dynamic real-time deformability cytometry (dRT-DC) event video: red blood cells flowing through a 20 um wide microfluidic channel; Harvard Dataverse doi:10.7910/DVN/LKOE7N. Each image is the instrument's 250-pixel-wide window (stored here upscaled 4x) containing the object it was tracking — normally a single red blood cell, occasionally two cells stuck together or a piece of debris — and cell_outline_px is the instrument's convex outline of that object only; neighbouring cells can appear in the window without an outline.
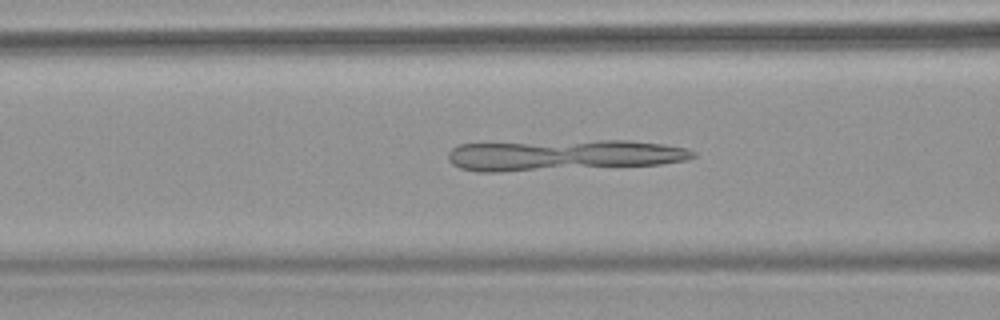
{"species": "common noctule bat (a hibernating species)", "species_latin": "Nyctalus noctula", "temperature_condition": "warm", "stored_images_in_passage": 63, "camera_frame_rate_fps": 3000, "um_per_image_px": 0.085, "animal": {"sex": "female", "body_mass_g": 18.4}, "frame": {"image": 1, "passage_image": 27, "time_ms": 8.667, "image_size_px": [1000, 320], "cell_outline_px": [[696, 156], [684, 160], [660, 164], [500, 172], [476, 172], [460, 168], [452, 164], [448, 160], [448, 152], [452, 148], [460, 144], [596, 140], [628, 140], [664, 144], [688, 148], [696, 152]], "centroid_in_image_um": [47.86, 13.19], "position_along_channel_um": 118.7, "area_um2": 44.16}}
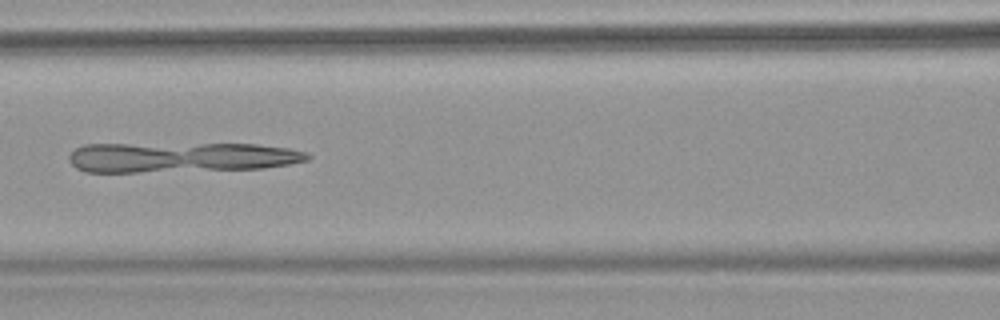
{"frame": {"image": 2, "passage_image": 30, "time_ms": 9.667, "image_size_px": [1000, 320], "cell_outline_px": [[312, 156], [308, 160], [288, 164], [264, 168], [140, 172], [84, 172], [76, 168], [68, 160], [68, 156], [76, 148], [84, 144], [256, 144], [288, 148], [308, 152]], "centroid_in_image_um": [15.36, 13.37], "position_along_channel_um": 151.2, "area_um2": 41.91}}
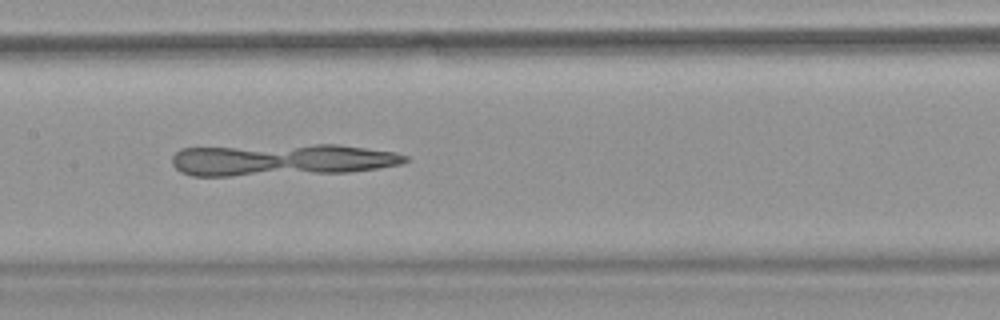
{"frame": {"image": 3, "passage_image": 33, "time_ms": 10.667, "image_size_px": [1000, 320], "cell_outline_px": [[408, 160], [400, 164], [380, 168], [348, 172], [232, 176], [192, 176], [180, 172], [172, 164], [172, 156], [180, 148], [316, 144], [336, 144], [396, 152], [408, 156]], "centroid_in_image_um": [23.93, 13.59], "position_along_channel_um": 183.5, "area_um2": 43.58}}